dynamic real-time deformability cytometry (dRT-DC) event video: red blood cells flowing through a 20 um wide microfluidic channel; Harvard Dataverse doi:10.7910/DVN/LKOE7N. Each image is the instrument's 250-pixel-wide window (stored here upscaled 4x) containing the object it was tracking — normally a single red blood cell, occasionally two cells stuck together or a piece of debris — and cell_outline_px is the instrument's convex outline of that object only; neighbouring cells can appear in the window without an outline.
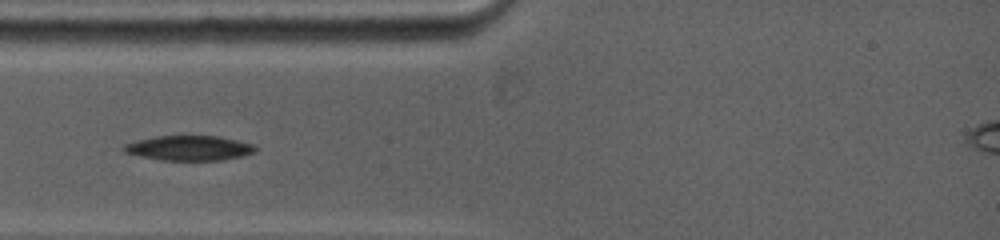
{"species": "common noctule bat (a hibernating species)", "species_latin": "Nyctalus noctula", "temperature_condition": "warm", "stored_images_in_passage": 5, "camera_frame_rate_fps": 5000, "um_per_image_px": 0.085, "animal": {"sex": "female", "body_mass_g": 19.0, "forearm_length_mm": 53.3}, "frame": {"image": 1, "passage_image": 3, "time_ms": 1.0, "image_size_px": [1000, 240], "cell_outline_px": [[256, 152], [244, 156], [220, 160], [164, 160], [140, 156], [124, 152], [120, 148], [124, 144], [136, 140], [156, 136], [220, 136], [256, 144]], "centroid_in_image_um": [16.1, 12.58], "position_along_channel_um": 68.9, "area_um2": 19.25}}
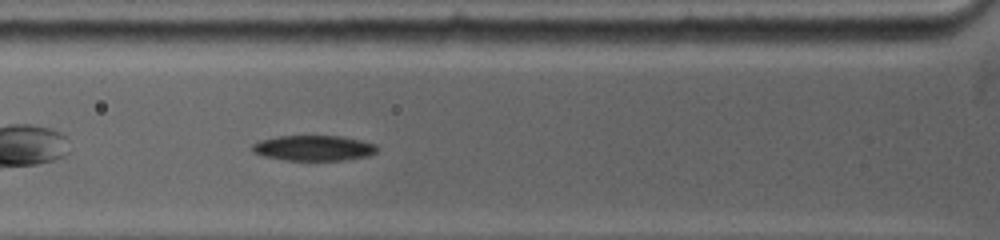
{"frame": {"image": 2, "passage_image": 5, "time_ms": 1.8, "image_size_px": [1000, 240], "cell_outline_px": [[380, 148], [376, 152], [368, 156], [340, 160], [284, 160], [264, 156], [252, 152], [252, 144], [260, 140], [276, 136], [340, 136], [360, 140], [376, 144]], "centroid_in_image_um": [26.66, 12.58], "position_along_channel_um": 99.1, "area_um2": 18.5}}